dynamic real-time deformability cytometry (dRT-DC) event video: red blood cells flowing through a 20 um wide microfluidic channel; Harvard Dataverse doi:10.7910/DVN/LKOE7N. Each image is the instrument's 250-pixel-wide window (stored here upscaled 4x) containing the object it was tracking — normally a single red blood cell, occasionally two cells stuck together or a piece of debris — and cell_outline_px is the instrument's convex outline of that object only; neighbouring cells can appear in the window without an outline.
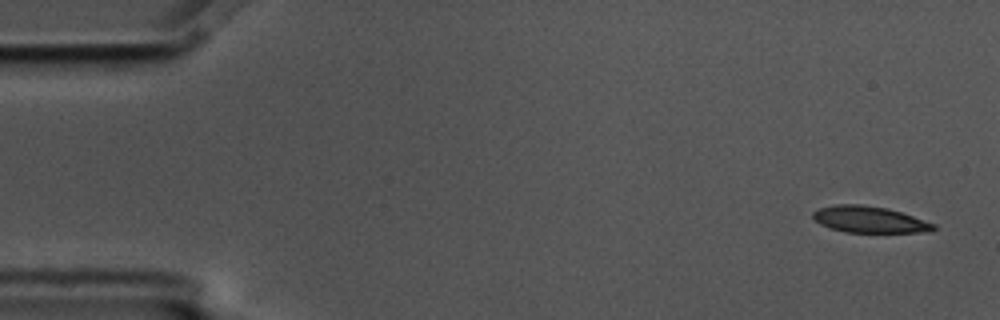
{"species": "common noctule bat (a hibernating species)", "species_latin": "Nyctalus noctula", "temperature_condition": "cold", "stored_images_in_passage": 5, "camera_frame_rate_fps": 3000, "um_per_image_px": 0.085, "animal": {"sex": "male", "body_mass_g": 17.5, "forearm_length_mm": 52.3}, "frame": {"image": 1, "passage_image": 1, "time_ms": 0.0, "image_size_px": [1000, 320], "cell_outline_px": [[936, 228], [932, 232], [844, 232], [828, 228], [820, 224], [812, 216], [812, 212], [820, 208], [836, 204], [860, 204], [888, 208], [936, 224]], "centroid_in_image_um": [73.89, 18.66], "position_along_channel_um": 11.1, "area_um2": 18.61}}
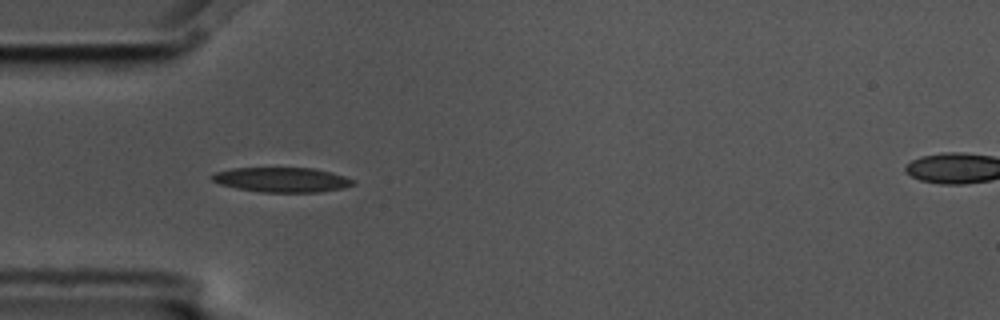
{"frame": {"image": 2, "passage_image": 5, "time_ms": 1.333, "image_size_px": [1000, 320], "cell_outline_px": [[356, 184], [344, 188], [320, 192], [260, 192], [236, 188], [220, 184], [212, 180], [208, 176], [216, 172], [232, 168], [312, 168], [344, 176], [356, 180]], "centroid_in_image_um": [23.95, 15.28], "position_along_channel_um": 61.0, "area_um2": 20.4}}